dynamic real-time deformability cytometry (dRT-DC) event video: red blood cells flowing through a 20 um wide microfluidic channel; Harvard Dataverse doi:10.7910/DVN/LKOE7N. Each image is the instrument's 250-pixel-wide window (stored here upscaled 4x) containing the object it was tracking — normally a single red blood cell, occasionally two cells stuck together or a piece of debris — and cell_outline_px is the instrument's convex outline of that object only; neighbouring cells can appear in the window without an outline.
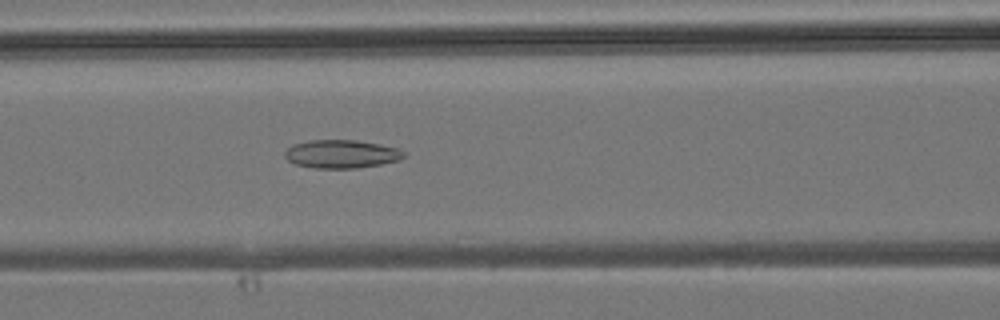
{"species": "common noctule bat (a hibernating species)", "species_latin": "Nyctalus noctula", "temperature_condition": "room temperature", "stored_images_in_passage": 41, "camera_frame_rate_fps": 3000, "um_per_image_px": 0.085, "animal": {"sex": "male", "body_mass_g": 19.2, "forearm_length_mm": 51.8}, "frame": {"image": 1, "passage_image": 16, "time_ms": 5.0, "image_size_px": [1000, 320], "cell_outline_px": [[404, 156], [396, 160], [380, 164], [356, 168], [312, 168], [296, 164], [288, 160], [284, 156], [284, 152], [292, 144], [308, 140], [356, 140], [396, 148], [404, 152]], "centroid_in_image_um": [28.94, 13.09], "position_along_channel_um": 137.7, "area_um2": 19.36}}
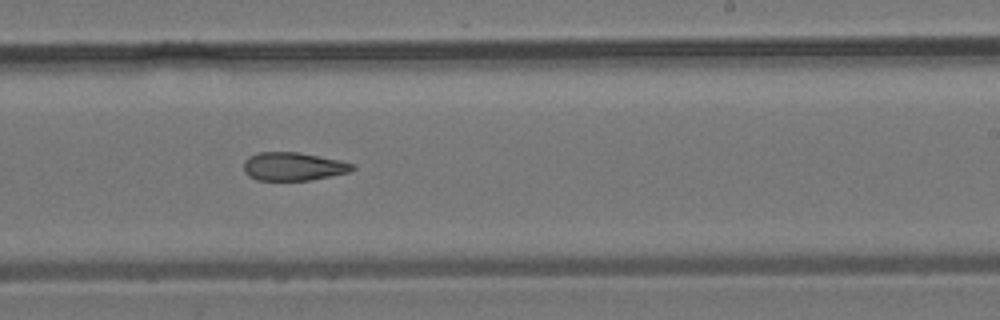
{"frame": {"image": 2, "passage_image": 24, "time_ms": 7.667, "image_size_px": [1000, 320], "cell_outline_px": [[356, 168], [348, 172], [312, 180], [256, 180], [248, 176], [244, 172], [244, 160], [248, 156], [260, 152], [300, 152], [340, 160], [356, 164]], "centroid_in_image_um": [24.93, 14.14], "position_along_channel_um": 264.1, "area_um2": 18.09}}
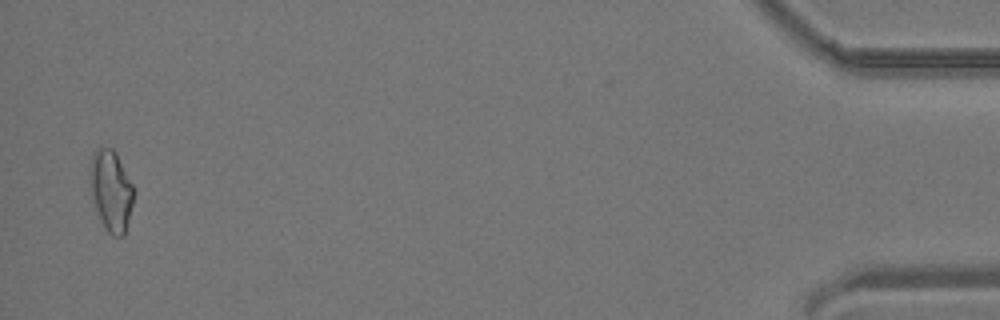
{"frame": {"image": 3, "passage_image": 40, "time_ms": 13.0, "image_size_px": [1000, 320], "cell_outline_px": [[132, 204], [124, 236], [112, 236], [108, 232], [96, 208], [92, 196], [88, 172], [92, 156], [96, 148], [112, 148], [116, 152], [132, 184]], "centroid_in_image_um": [9.41, 16.17], "position_along_channel_um": 425.8, "area_um2": 20.17}}